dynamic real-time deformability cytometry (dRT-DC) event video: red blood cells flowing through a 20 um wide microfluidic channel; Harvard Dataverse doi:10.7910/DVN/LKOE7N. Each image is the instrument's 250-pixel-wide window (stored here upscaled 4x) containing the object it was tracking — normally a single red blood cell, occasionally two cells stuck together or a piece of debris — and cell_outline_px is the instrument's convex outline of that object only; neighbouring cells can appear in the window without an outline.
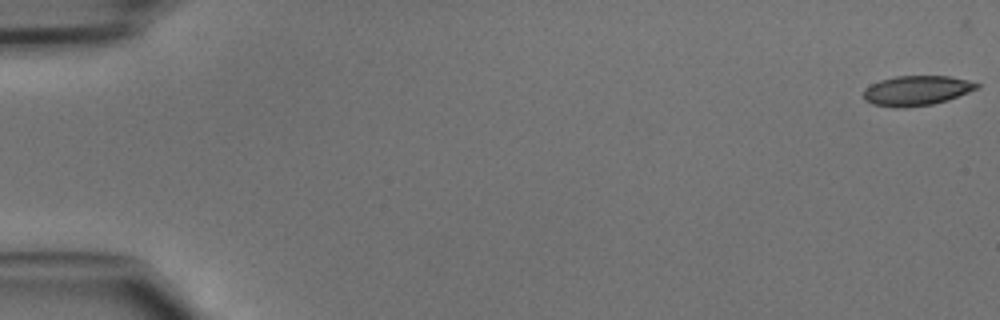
{"species": "common noctule bat (a hibernating species)", "species_latin": "Nyctalus noctula", "temperature_condition": "cold", "stored_images_in_passage": 47, "camera_frame_rate_fps": 3000, "um_per_image_px": 0.085, "animal": {"sex": "male", "body_mass_g": 15.6}, "frame": {"image": 1, "passage_image": 1, "time_ms": 0.0, "image_size_px": [1000, 320], "cell_outline_px": [[980, 88], [948, 100], [932, 104], [904, 108], [896, 108], [872, 104], [864, 100], [864, 88], [880, 80], [896, 76], [948, 76], [968, 80], [980, 84]], "centroid_in_image_um": [77.92, 7.7], "position_along_channel_um": 7.1, "area_um2": 19.83}}
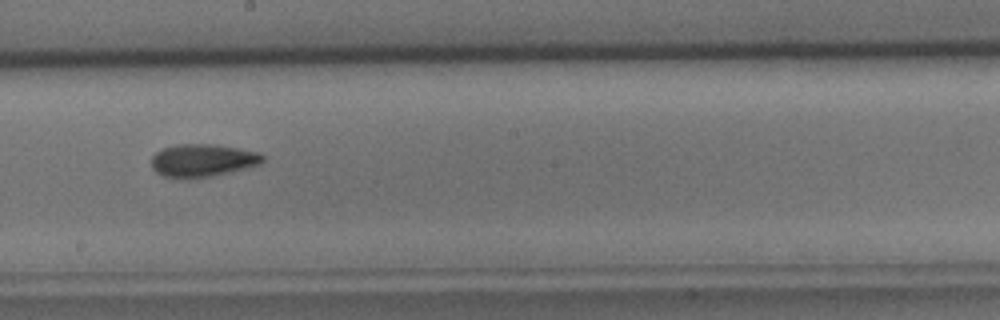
{"frame": {"image": 2, "passage_image": 27, "time_ms": 8.667, "image_size_px": [1000, 320], "cell_outline_px": [[264, 160], [260, 164], [228, 172], [208, 176], [184, 180], [180, 180], [164, 176], [156, 172], [152, 168], [152, 156], [156, 152], [164, 148], [180, 144], [216, 144], [260, 152], [264, 156]], "centroid_in_image_um": [17.2, 13.64], "position_along_channel_um": 231.0, "area_um2": 21.33}}
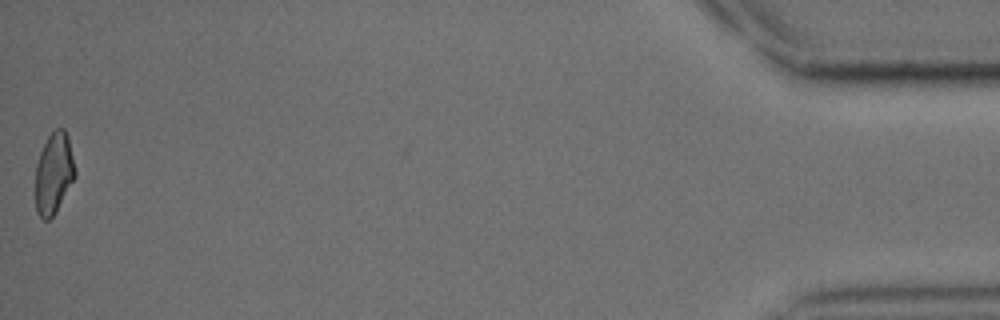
{"frame": {"image": 3, "passage_image": 47, "time_ms": 15.333, "image_size_px": [1000, 320], "cell_outline_px": [[76, 176], [56, 212], [48, 220], [44, 220], [36, 212], [36, 164], [40, 152], [48, 136], [56, 128], [64, 128], [68, 136], [76, 172]], "centroid_in_image_um": [4.58, 14.73], "position_along_channel_um": 430.6, "area_um2": 18.73}}